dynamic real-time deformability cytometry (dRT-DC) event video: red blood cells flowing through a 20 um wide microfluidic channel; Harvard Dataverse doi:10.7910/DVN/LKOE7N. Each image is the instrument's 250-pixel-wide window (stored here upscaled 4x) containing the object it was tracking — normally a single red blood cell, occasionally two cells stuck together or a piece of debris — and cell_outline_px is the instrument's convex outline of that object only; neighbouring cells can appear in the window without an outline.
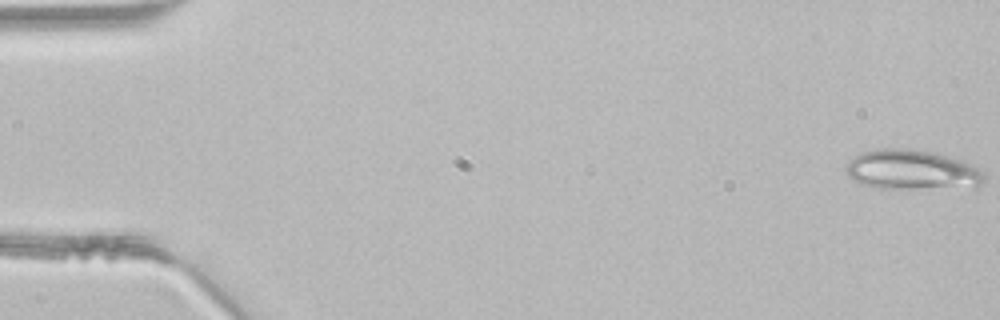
{"species": "common noctule bat (a hibernating species)", "species_latin": "Nyctalus noctula", "temperature_condition": "room temperature", "stored_images_in_passage": 46, "camera_frame_rate_fps": 3000, "um_per_image_px": 0.085, "animal": {"sex": "male", "body_mass_g": 21.5, "forearm_length_mm": 52.0}, "frame": {"image": 1, "passage_image": 1, "time_ms": 0.0, "image_size_px": [1000, 320], "cell_outline_px": [[984, 180], [976, 188], [876, 188], [864, 184], [848, 176], [848, 160], [860, 152], [884, 148], [904, 148], [932, 152], [964, 160], [972, 164], [984, 172]], "centroid_in_image_um": [77.58, 14.44], "position_along_channel_um": 7.4, "area_um2": 32.14}}
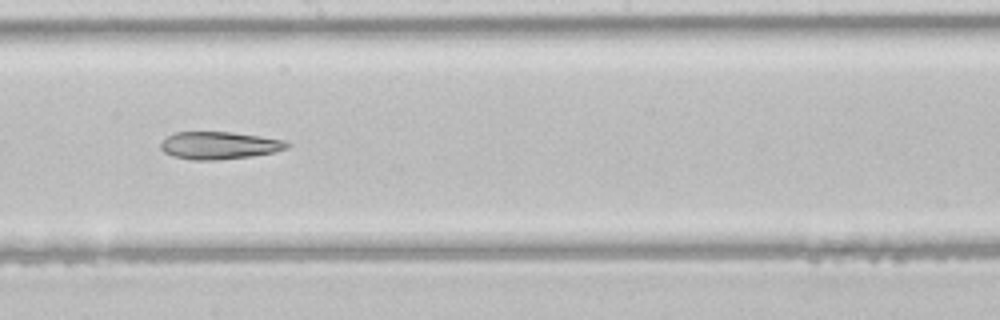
{"frame": {"image": 2, "passage_image": 26, "time_ms": 8.333, "image_size_px": [1000, 320], "cell_outline_px": [[292, 144], [288, 148], [272, 152], [252, 156], [220, 160], [192, 160], [176, 156], [164, 152], [160, 148], [160, 144], [168, 136], [176, 132], [232, 132], [284, 140]], "centroid_in_image_um": [18.65, 12.36], "position_along_channel_um": 229.5, "area_um2": 20.11}}
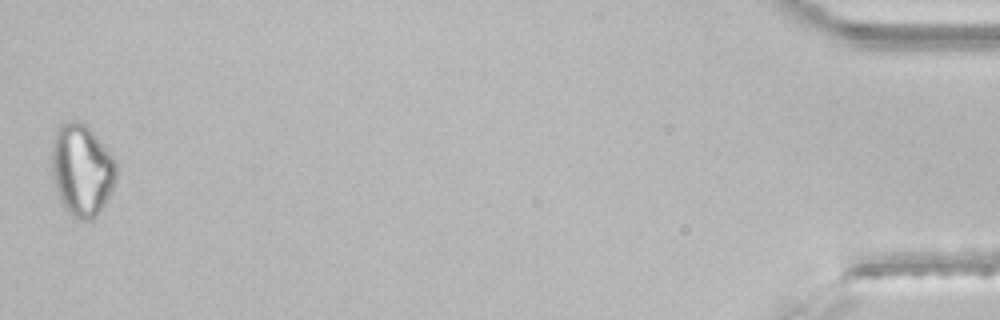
{"frame": {"image": 3, "passage_image": 46, "time_ms": 15.0, "image_size_px": [1000, 320], "cell_outline_px": [[116, 180], [100, 212], [92, 220], [84, 220], [72, 216], [64, 208], [60, 200], [52, 176], [52, 148], [56, 132], [60, 124], [68, 120], [76, 120], [84, 124], [96, 136], [112, 156], [116, 164]], "centroid_in_image_um": [6.94, 14.46], "position_along_channel_um": 428.3, "area_um2": 34.22}}